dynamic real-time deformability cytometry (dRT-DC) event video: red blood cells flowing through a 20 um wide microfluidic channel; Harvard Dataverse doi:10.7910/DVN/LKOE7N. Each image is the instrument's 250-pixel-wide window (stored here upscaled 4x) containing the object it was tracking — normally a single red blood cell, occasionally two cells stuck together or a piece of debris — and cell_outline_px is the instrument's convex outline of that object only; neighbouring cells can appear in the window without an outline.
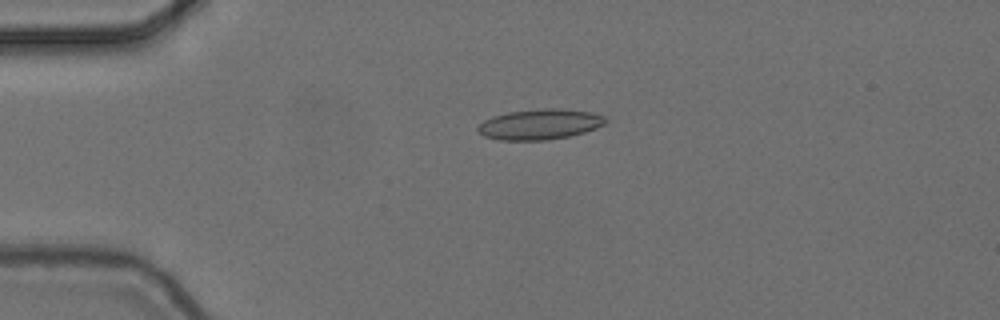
{"species": "common noctule bat (a hibernating species)", "species_latin": "Nyctalus noctula", "temperature_condition": "cold", "stored_images_in_passage": 5, "camera_frame_rate_fps": 3000, "um_per_image_px": 0.085, "animal": {"sex": "female", "body_mass_g": 24.6, "forearm_length_mm": 56.2}, "frame": {"image": 1, "passage_image": 4, "time_ms": 1.0, "image_size_px": [1000, 320], "cell_outline_px": [[608, 120], [604, 124], [596, 128], [584, 132], [568, 136], [544, 140], [500, 140], [484, 136], [476, 128], [484, 120], [492, 116], [508, 112], [544, 108], [560, 108], [592, 112], [604, 116]], "centroid_in_image_um": [45.89, 10.55], "position_along_channel_um": 39.1, "area_um2": 22.6}}